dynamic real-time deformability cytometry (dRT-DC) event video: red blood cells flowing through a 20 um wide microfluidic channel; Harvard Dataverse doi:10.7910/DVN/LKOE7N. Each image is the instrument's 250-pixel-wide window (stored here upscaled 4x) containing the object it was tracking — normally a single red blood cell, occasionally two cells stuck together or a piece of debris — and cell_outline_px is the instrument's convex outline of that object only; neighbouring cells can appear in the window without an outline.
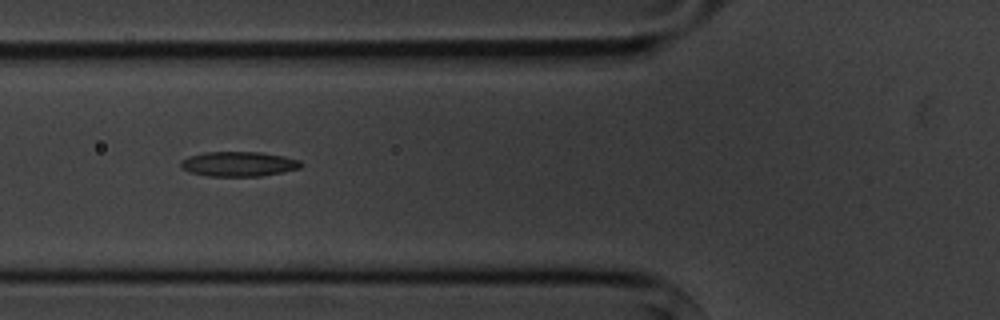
{"species": "common noctule bat (a hibernating species)", "species_latin": "Nyctalus noctula", "temperature_condition": "cold", "stored_images_in_passage": 6, "camera_frame_rate_fps": 3000, "um_per_image_px": 0.085, "animal": {"sex": "male", "body_mass_g": 20.1, "forearm_length_mm": 53.5}, "frame": {"image": 1, "passage_image": 2, "time_ms": 1.0, "image_size_px": [1000, 320], "cell_outline_px": [[304, 164], [300, 168], [260, 176], [208, 176], [188, 172], [180, 168], [180, 160], [188, 156], [204, 152], [260, 152], [284, 156], [300, 160]], "centroid_in_image_um": [20.24, 13.93], "position_along_channel_um": 105.6, "area_um2": 17.51}}
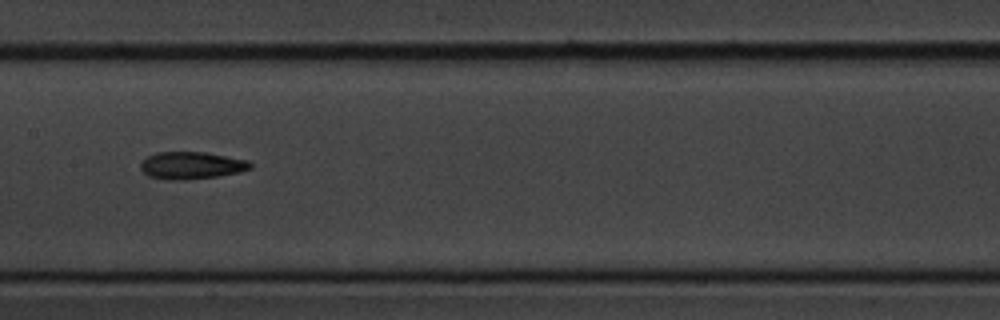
{"frame": {"image": 2, "passage_image": 4, "time_ms": 3.333, "image_size_px": [1000, 320], "cell_outline_px": [[252, 168], [240, 172], [220, 176], [184, 180], [168, 180], [148, 176], [140, 168], [140, 164], [148, 156], [156, 152], [204, 152], [248, 160], [252, 164]], "centroid_in_image_um": [16.28, 14.07], "position_along_channel_um": 191.1, "area_um2": 17.51}}
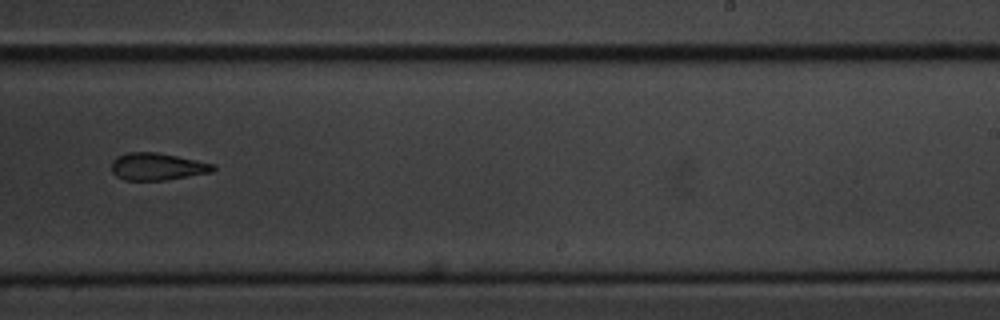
{"frame": {"image": 3, "passage_image": 6, "time_ms": 5.667, "image_size_px": [1000, 320], "cell_outline_px": [[216, 168], [212, 172], [164, 180], [124, 180], [116, 176], [112, 172], [112, 160], [116, 156], [128, 152], [156, 152], [216, 164]], "centroid_in_image_um": [13.35, 14.15], "position_along_channel_um": 275.6, "area_um2": 16.13}}